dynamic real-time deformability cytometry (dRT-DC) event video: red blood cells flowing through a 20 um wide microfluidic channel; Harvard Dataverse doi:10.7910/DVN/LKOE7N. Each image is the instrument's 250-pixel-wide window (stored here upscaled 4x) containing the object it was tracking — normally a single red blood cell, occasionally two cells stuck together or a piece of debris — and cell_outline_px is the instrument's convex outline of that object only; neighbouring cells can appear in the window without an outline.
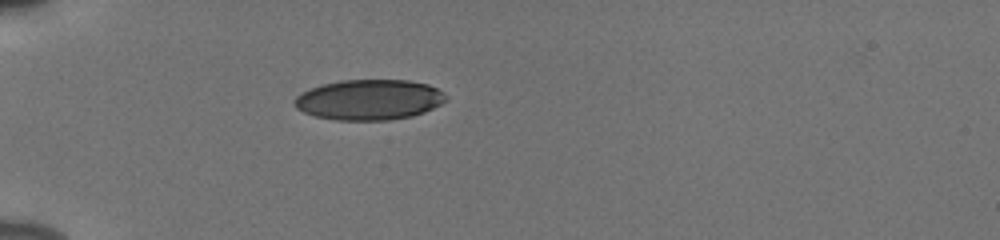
{"species": "human", "species_latin": "Homo sapiens", "temperature_condition": "cold", "stored_images_in_passage": 38, "camera_frame_rate_fps": 3000, "um_per_image_px": 0.085, "donor": {"sex": "male"}, "frame": {"image": 1, "passage_image": 1, "time_ms": 0.0, "image_size_px": [1000, 240], "cell_outline_px": [[448, 100], [424, 112], [412, 116], [388, 120], [336, 120], [316, 116], [304, 112], [296, 108], [292, 104], [292, 100], [300, 92], [324, 84], [340, 80], [408, 80], [428, 84], [444, 92], [448, 96]], "centroid_in_image_um": [31.38, 8.47], "position_along_channel_um": 53.6, "area_um2": 35.84}}
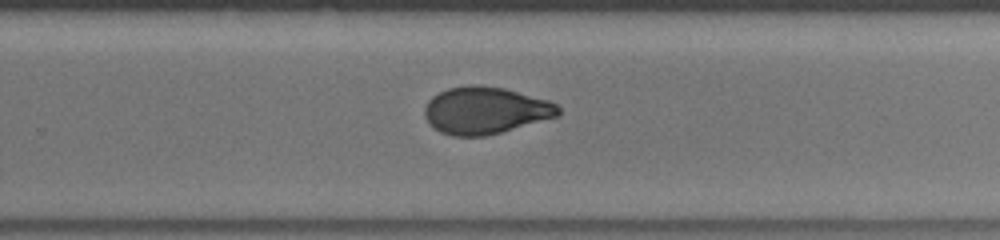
{"frame": {"image": 2, "passage_image": 21, "time_ms": 6.667, "image_size_px": [1000, 240], "cell_outline_px": [[560, 112], [556, 116], [500, 132], [484, 136], [452, 136], [440, 132], [424, 116], [424, 108], [428, 100], [432, 96], [448, 88], [468, 84], [472, 84], [504, 88], [548, 100], [556, 104], [560, 108]], "centroid_in_image_um": [41.22, 9.37], "position_along_channel_um": 288.6, "area_um2": 36.3}}
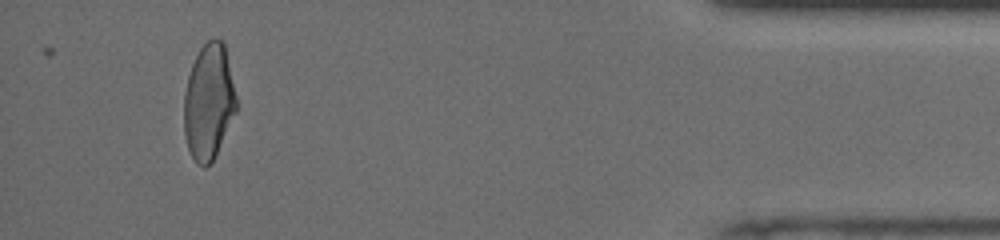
{"frame": {"image": 3, "passage_image": 35, "time_ms": 11.333, "image_size_px": [1000, 240], "cell_outline_px": [[240, 104], [212, 160], [204, 168], [196, 164], [188, 148], [184, 132], [184, 92], [188, 76], [192, 64], [200, 48], [212, 36], [216, 36], [224, 44]], "centroid_in_image_um": [17.76, 8.62], "position_along_channel_um": 417.4, "area_um2": 35.6}, "authors_computed_cell_mechanics": {"area_um2": 36.6163, "velocity_mm_per_s": 3.8701, "shape_relaxation_time_tau1_ms": 6.1822, "shape_relaxation_time_tau2_ms": 1.3241, "deformation_change_tau1": 0.1862, "deformation_change_tau2": 0.0667}}